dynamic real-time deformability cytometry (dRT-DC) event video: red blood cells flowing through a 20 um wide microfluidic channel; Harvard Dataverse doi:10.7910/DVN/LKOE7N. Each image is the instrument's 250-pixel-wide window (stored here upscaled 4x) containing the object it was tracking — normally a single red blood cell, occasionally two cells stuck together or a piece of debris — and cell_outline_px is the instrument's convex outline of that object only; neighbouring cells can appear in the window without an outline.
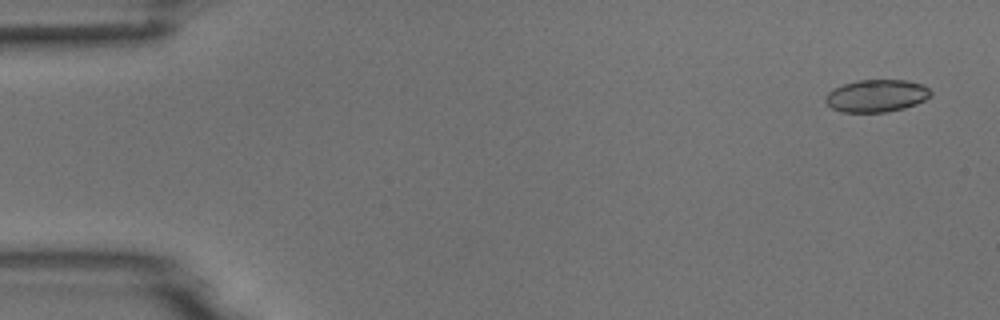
{"species": "common noctule bat (a hibernating species)", "species_latin": "Nyctalus noctula", "temperature_condition": "room temperature", "stored_images_in_passage": 5, "camera_frame_rate_fps": 3000, "um_per_image_px": 0.085, "animal": {"sex": "male", "body_mass_g": 18.8}, "frame": {"image": 1, "passage_image": 1, "time_ms": 0.0, "image_size_px": [1000, 320], "cell_outline_px": [[932, 96], [916, 104], [904, 108], [884, 112], [840, 112], [832, 108], [824, 100], [824, 96], [832, 88], [856, 80], [908, 80], [924, 84], [932, 92]], "centroid_in_image_um": [74.5, 8.13], "position_along_channel_um": 10.5, "area_um2": 20.11}}
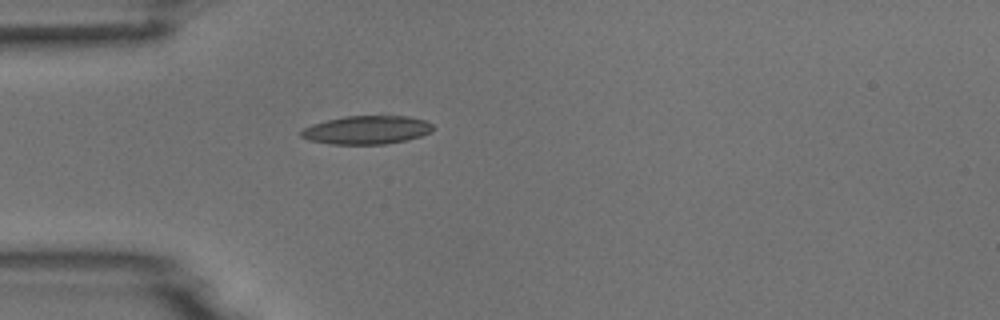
{"frame": {"image": 2, "passage_image": 5, "time_ms": 4.333, "image_size_px": [1000, 320], "cell_outline_px": [[436, 128], [432, 132], [408, 140], [384, 144], [332, 144], [308, 140], [300, 136], [300, 132], [304, 128], [312, 124], [344, 116], [408, 116], [424, 120], [432, 124]], "centroid_in_image_um": [31.2, 11.05], "position_along_channel_um": 53.8, "area_um2": 21.91}}